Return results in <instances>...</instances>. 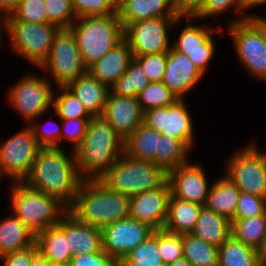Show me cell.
Returning a JSON list of instances; mask_svg holds the SVG:
<instances>
[{
  "mask_svg": "<svg viewBox=\"0 0 266 266\" xmlns=\"http://www.w3.org/2000/svg\"><path fill=\"white\" fill-rule=\"evenodd\" d=\"M83 180L76 166L74 151L67 156L61 148L50 147L40 148L23 183L56 198L69 209Z\"/></svg>",
  "mask_w": 266,
  "mask_h": 266,
  "instance_id": "1",
  "label": "cell"
},
{
  "mask_svg": "<svg viewBox=\"0 0 266 266\" xmlns=\"http://www.w3.org/2000/svg\"><path fill=\"white\" fill-rule=\"evenodd\" d=\"M74 154L84 180L100 179L124 154V140L102 116L92 117Z\"/></svg>",
  "mask_w": 266,
  "mask_h": 266,
  "instance_id": "2",
  "label": "cell"
},
{
  "mask_svg": "<svg viewBox=\"0 0 266 266\" xmlns=\"http://www.w3.org/2000/svg\"><path fill=\"white\" fill-rule=\"evenodd\" d=\"M130 197L111 190L100 179L83 180L68 211L80 222L103 229L129 217Z\"/></svg>",
  "mask_w": 266,
  "mask_h": 266,
  "instance_id": "3",
  "label": "cell"
},
{
  "mask_svg": "<svg viewBox=\"0 0 266 266\" xmlns=\"http://www.w3.org/2000/svg\"><path fill=\"white\" fill-rule=\"evenodd\" d=\"M87 68L101 59L124 39L118 14L79 17L69 27Z\"/></svg>",
  "mask_w": 266,
  "mask_h": 266,
  "instance_id": "4",
  "label": "cell"
},
{
  "mask_svg": "<svg viewBox=\"0 0 266 266\" xmlns=\"http://www.w3.org/2000/svg\"><path fill=\"white\" fill-rule=\"evenodd\" d=\"M10 190L12 211L36 236L43 230L57 226L68 209L52 196L13 182Z\"/></svg>",
  "mask_w": 266,
  "mask_h": 266,
  "instance_id": "5",
  "label": "cell"
},
{
  "mask_svg": "<svg viewBox=\"0 0 266 266\" xmlns=\"http://www.w3.org/2000/svg\"><path fill=\"white\" fill-rule=\"evenodd\" d=\"M167 173L158 165L123 154L100 178L111 190L132 197L159 187Z\"/></svg>",
  "mask_w": 266,
  "mask_h": 266,
  "instance_id": "6",
  "label": "cell"
},
{
  "mask_svg": "<svg viewBox=\"0 0 266 266\" xmlns=\"http://www.w3.org/2000/svg\"><path fill=\"white\" fill-rule=\"evenodd\" d=\"M60 28L52 23H27L8 17L7 32L11 49L40 68L47 60L55 35Z\"/></svg>",
  "mask_w": 266,
  "mask_h": 266,
  "instance_id": "7",
  "label": "cell"
},
{
  "mask_svg": "<svg viewBox=\"0 0 266 266\" xmlns=\"http://www.w3.org/2000/svg\"><path fill=\"white\" fill-rule=\"evenodd\" d=\"M40 69L50 73L57 87L67 86L88 73L78 50L75 35L69 28L60 29L55 35L49 56Z\"/></svg>",
  "mask_w": 266,
  "mask_h": 266,
  "instance_id": "8",
  "label": "cell"
},
{
  "mask_svg": "<svg viewBox=\"0 0 266 266\" xmlns=\"http://www.w3.org/2000/svg\"><path fill=\"white\" fill-rule=\"evenodd\" d=\"M250 143L230 157L225 176L240 191L266 198V155Z\"/></svg>",
  "mask_w": 266,
  "mask_h": 266,
  "instance_id": "9",
  "label": "cell"
},
{
  "mask_svg": "<svg viewBox=\"0 0 266 266\" xmlns=\"http://www.w3.org/2000/svg\"><path fill=\"white\" fill-rule=\"evenodd\" d=\"M185 18L188 17H159L129 24L124 29V39L128 42L133 57L170 51L167 31Z\"/></svg>",
  "mask_w": 266,
  "mask_h": 266,
  "instance_id": "10",
  "label": "cell"
},
{
  "mask_svg": "<svg viewBox=\"0 0 266 266\" xmlns=\"http://www.w3.org/2000/svg\"><path fill=\"white\" fill-rule=\"evenodd\" d=\"M40 148L30 126L9 137L0 145V177L8 176L13 182H23Z\"/></svg>",
  "mask_w": 266,
  "mask_h": 266,
  "instance_id": "11",
  "label": "cell"
},
{
  "mask_svg": "<svg viewBox=\"0 0 266 266\" xmlns=\"http://www.w3.org/2000/svg\"><path fill=\"white\" fill-rule=\"evenodd\" d=\"M236 56L248 73L266 81V45L258 29L248 20L230 21L229 30Z\"/></svg>",
  "mask_w": 266,
  "mask_h": 266,
  "instance_id": "12",
  "label": "cell"
},
{
  "mask_svg": "<svg viewBox=\"0 0 266 266\" xmlns=\"http://www.w3.org/2000/svg\"><path fill=\"white\" fill-rule=\"evenodd\" d=\"M10 105L26 121H36L53 104L52 85L46 78L28 74L9 90Z\"/></svg>",
  "mask_w": 266,
  "mask_h": 266,
  "instance_id": "13",
  "label": "cell"
},
{
  "mask_svg": "<svg viewBox=\"0 0 266 266\" xmlns=\"http://www.w3.org/2000/svg\"><path fill=\"white\" fill-rule=\"evenodd\" d=\"M143 124L163 136L185 141L193 147V121L184 99H178L173 105L167 107L144 111Z\"/></svg>",
  "mask_w": 266,
  "mask_h": 266,
  "instance_id": "14",
  "label": "cell"
},
{
  "mask_svg": "<svg viewBox=\"0 0 266 266\" xmlns=\"http://www.w3.org/2000/svg\"><path fill=\"white\" fill-rule=\"evenodd\" d=\"M102 249L118 263L155 229L130 217L116 221L102 230Z\"/></svg>",
  "mask_w": 266,
  "mask_h": 266,
  "instance_id": "15",
  "label": "cell"
},
{
  "mask_svg": "<svg viewBox=\"0 0 266 266\" xmlns=\"http://www.w3.org/2000/svg\"><path fill=\"white\" fill-rule=\"evenodd\" d=\"M171 196L167 179L157 188L130 197L129 217L162 230L168 214Z\"/></svg>",
  "mask_w": 266,
  "mask_h": 266,
  "instance_id": "16",
  "label": "cell"
},
{
  "mask_svg": "<svg viewBox=\"0 0 266 266\" xmlns=\"http://www.w3.org/2000/svg\"><path fill=\"white\" fill-rule=\"evenodd\" d=\"M171 195L188 202L205 205L210 188L200 164H182L167 172Z\"/></svg>",
  "mask_w": 266,
  "mask_h": 266,
  "instance_id": "17",
  "label": "cell"
},
{
  "mask_svg": "<svg viewBox=\"0 0 266 266\" xmlns=\"http://www.w3.org/2000/svg\"><path fill=\"white\" fill-rule=\"evenodd\" d=\"M216 28L200 27L192 24L184 26L179 34V38L171 47L179 52L188 55L190 60L205 74V71L214 57L215 44L213 34H217Z\"/></svg>",
  "mask_w": 266,
  "mask_h": 266,
  "instance_id": "18",
  "label": "cell"
},
{
  "mask_svg": "<svg viewBox=\"0 0 266 266\" xmlns=\"http://www.w3.org/2000/svg\"><path fill=\"white\" fill-rule=\"evenodd\" d=\"M144 111L137 97H121L110 91L102 114L125 141L142 123Z\"/></svg>",
  "mask_w": 266,
  "mask_h": 266,
  "instance_id": "19",
  "label": "cell"
},
{
  "mask_svg": "<svg viewBox=\"0 0 266 266\" xmlns=\"http://www.w3.org/2000/svg\"><path fill=\"white\" fill-rule=\"evenodd\" d=\"M203 75L188 55L171 47L167 54V64L162 82L178 99H183V95L195 87Z\"/></svg>",
  "mask_w": 266,
  "mask_h": 266,
  "instance_id": "20",
  "label": "cell"
},
{
  "mask_svg": "<svg viewBox=\"0 0 266 266\" xmlns=\"http://www.w3.org/2000/svg\"><path fill=\"white\" fill-rule=\"evenodd\" d=\"M57 226L68 238V249L73 256L102 250L101 229L80 222L69 211L60 218Z\"/></svg>",
  "mask_w": 266,
  "mask_h": 266,
  "instance_id": "21",
  "label": "cell"
},
{
  "mask_svg": "<svg viewBox=\"0 0 266 266\" xmlns=\"http://www.w3.org/2000/svg\"><path fill=\"white\" fill-rule=\"evenodd\" d=\"M128 42L123 39L101 59L88 68V73L110 88L126 71L133 60Z\"/></svg>",
  "mask_w": 266,
  "mask_h": 266,
  "instance_id": "22",
  "label": "cell"
},
{
  "mask_svg": "<svg viewBox=\"0 0 266 266\" xmlns=\"http://www.w3.org/2000/svg\"><path fill=\"white\" fill-rule=\"evenodd\" d=\"M119 19L123 29L133 22L159 17H180L173 0H124Z\"/></svg>",
  "mask_w": 266,
  "mask_h": 266,
  "instance_id": "23",
  "label": "cell"
},
{
  "mask_svg": "<svg viewBox=\"0 0 266 266\" xmlns=\"http://www.w3.org/2000/svg\"><path fill=\"white\" fill-rule=\"evenodd\" d=\"M82 102L92 117L102 116L109 88L89 73L78 77L67 86Z\"/></svg>",
  "mask_w": 266,
  "mask_h": 266,
  "instance_id": "24",
  "label": "cell"
},
{
  "mask_svg": "<svg viewBox=\"0 0 266 266\" xmlns=\"http://www.w3.org/2000/svg\"><path fill=\"white\" fill-rule=\"evenodd\" d=\"M202 207L200 204L184 201L171 195L163 230L177 235L191 234Z\"/></svg>",
  "mask_w": 266,
  "mask_h": 266,
  "instance_id": "25",
  "label": "cell"
},
{
  "mask_svg": "<svg viewBox=\"0 0 266 266\" xmlns=\"http://www.w3.org/2000/svg\"><path fill=\"white\" fill-rule=\"evenodd\" d=\"M240 193V189L224 174L211 185L204 206L232 221Z\"/></svg>",
  "mask_w": 266,
  "mask_h": 266,
  "instance_id": "26",
  "label": "cell"
},
{
  "mask_svg": "<svg viewBox=\"0 0 266 266\" xmlns=\"http://www.w3.org/2000/svg\"><path fill=\"white\" fill-rule=\"evenodd\" d=\"M192 234L219 247L231 236V221L203 206Z\"/></svg>",
  "mask_w": 266,
  "mask_h": 266,
  "instance_id": "27",
  "label": "cell"
},
{
  "mask_svg": "<svg viewBox=\"0 0 266 266\" xmlns=\"http://www.w3.org/2000/svg\"><path fill=\"white\" fill-rule=\"evenodd\" d=\"M35 235L14 214L0 222V257L32 246Z\"/></svg>",
  "mask_w": 266,
  "mask_h": 266,
  "instance_id": "28",
  "label": "cell"
},
{
  "mask_svg": "<svg viewBox=\"0 0 266 266\" xmlns=\"http://www.w3.org/2000/svg\"><path fill=\"white\" fill-rule=\"evenodd\" d=\"M35 244L51 264L70 263L72 254L68 249V238L58 227L53 226L35 236Z\"/></svg>",
  "mask_w": 266,
  "mask_h": 266,
  "instance_id": "29",
  "label": "cell"
},
{
  "mask_svg": "<svg viewBox=\"0 0 266 266\" xmlns=\"http://www.w3.org/2000/svg\"><path fill=\"white\" fill-rule=\"evenodd\" d=\"M159 135V132L142 123L124 141V154L136 160L155 163Z\"/></svg>",
  "mask_w": 266,
  "mask_h": 266,
  "instance_id": "30",
  "label": "cell"
},
{
  "mask_svg": "<svg viewBox=\"0 0 266 266\" xmlns=\"http://www.w3.org/2000/svg\"><path fill=\"white\" fill-rule=\"evenodd\" d=\"M191 148L185 141L160 134L158 137V152H155V164L166 173L182 164H188V153Z\"/></svg>",
  "mask_w": 266,
  "mask_h": 266,
  "instance_id": "31",
  "label": "cell"
},
{
  "mask_svg": "<svg viewBox=\"0 0 266 266\" xmlns=\"http://www.w3.org/2000/svg\"><path fill=\"white\" fill-rule=\"evenodd\" d=\"M258 252L232 235L218 247V266H258Z\"/></svg>",
  "mask_w": 266,
  "mask_h": 266,
  "instance_id": "32",
  "label": "cell"
},
{
  "mask_svg": "<svg viewBox=\"0 0 266 266\" xmlns=\"http://www.w3.org/2000/svg\"><path fill=\"white\" fill-rule=\"evenodd\" d=\"M231 235L257 250L266 236V212L251 218L232 220Z\"/></svg>",
  "mask_w": 266,
  "mask_h": 266,
  "instance_id": "33",
  "label": "cell"
},
{
  "mask_svg": "<svg viewBox=\"0 0 266 266\" xmlns=\"http://www.w3.org/2000/svg\"><path fill=\"white\" fill-rule=\"evenodd\" d=\"M184 258L193 266H218V247L191 234L182 235Z\"/></svg>",
  "mask_w": 266,
  "mask_h": 266,
  "instance_id": "34",
  "label": "cell"
},
{
  "mask_svg": "<svg viewBox=\"0 0 266 266\" xmlns=\"http://www.w3.org/2000/svg\"><path fill=\"white\" fill-rule=\"evenodd\" d=\"M149 83L141 65L133 59L127 71L109 88V91L116 96L137 97Z\"/></svg>",
  "mask_w": 266,
  "mask_h": 266,
  "instance_id": "35",
  "label": "cell"
},
{
  "mask_svg": "<svg viewBox=\"0 0 266 266\" xmlns=\"http://www.w3.org/2000/svg\"><path fill=\"white\" fill-rule=\"evenodd\" d=\"M119 266H166L158 249V230L128 253Z\"/></svg>",
  "mask_w": 266,
  "mask_h": 266,
  "instance_id": "36",
  "label": "cell"
},
{
  "mask_svg": "<svg viewBox=\"0 0 266 266\" xmlns=\"http://www.w3.org/2000/svg\"><path fill=\"white\" fill-rule=\"evenodd\" d=\"M59 94L53 93L54 111L61 119H91L82 102L66 86H58Z\"/></svg>",
  "mask_w": 266,
  "mask_h": 266,
  "instance_id": "37",
  "label": "cell"
},
{
  "mask_svg": "<svg viewBox=\"0 0 266 266\" xmlns=\"http://www.w3.org/2000/svg\"><path fill=\"white\" fill-rule=\"evenodd\" d=\"M178 98L168 89L163 82H150L138 95L143 111L151 108L167 107L173 105Z\"/></svg>",
  "mask_w": 266,
  "mask_h": 266,
  "instance_id": "38",
  "label": "cell"
},
{
  "mask_svg": "<svg viewBox=\"0 0 266 266\" xmlns=\"http://www.w3.org/2000/svg\"><path fill=\"white\" fill-rule=\"evenodd\" d=\"M48 23L68 29L77 19L71 0H44Z\"/></svg>",
  "mask_w": 266,
  "mask_h": 266,
  "instance_id": "39",
  "label": "cell"
},
{
  "mask_svg": "<svg viewBox=\"0 0 266 266\" xmlns=\"http://www.w3.org/2000/svg\"><path fill=\"white\" fill-rule=\"evenodd\" d=\"M10 18L13 21L27 23H48L44 0H19L16 10Z\"/></svg>",
  "mask_w": 266,
  "mask_h": 266,
  "instance_id": "40",
  "label": "cell"
},
{
  "mask_svg": "<svg viewBox=\"0 0 266 266\" xmlns=\"http://www.w3.org/2000/svg\"><path fill=\"white\" fill-rule=\"evenodd\" d=\"M158 249L165 265L183 259L182 235L158 230Z\"/></svg>",
  "mask_w": 266,
  "mask_h": 266,
  "instance_id": "41",
  "label": "cell"
},
{
  "mask_svg": "<svg viewBox=\"0 0 266 266\" xmlns=\"http://www.w3.org/2000/svg\"><path fill=\"white\" fill-rule=\"evenodd\" d=\"M266 212V198L242 192L239 195L235 219L251 218Z\"/></svg>",
  "mask_w": 266,
  "mask_h": 266,
  "instance_id": "42",
  "label": "cell"
},
{
  "mask_svg": "<svg viewBox=\"0 0 266 266\" xmlns=\"http://www.w3.org/2000/svg\"><path fill=\"white\" fill-rule=\"evenodd\" d=\"M232 6L237 9L241 15L243 14V20L247 19L248 16L244 15L245 0H205L203 7L193 17H188V19L191 18L195 20L197 18L203 19L204 17L208 18L209 16L220 15L227 12L228 9L230 10Z\"/></svg>",
  "mask_w": 266,
  "mask_h": 266,
  "instance_id": "43",
  "label": "cell"
},
{
  "mask_svg": "<svg viewBox=\"0 0 266 266\" xmlns=\"http://www.w3.org/2000/svg\"><path fill=\"white\" fill-rule=\"evenodd\" d=\"M168 52L133 57L142 67L150 82H162Z\"/></svg>",
  "mask_w": 266,
  "mask_h": 266,
  "instance_id": "44",
  "label": "cell"
},
{
  "mask_svg": "<svg viewBox=\"0 0 266 266\" xmlns=\"http://www.w3.org/2000/svg\"><path fill=\"white\" fill-rule=\"evenodd\" d=\"M90 119H63V127L61 128V137L66 139L69 143L72 144V151H74L83 141V138L86 134V129L88 121ZM64 137V138H63Z\"/></svg>",
  "mask_w": 266,
  "mask_h": 266,
  "instance_id": "45",
  "label": "cell"
},
{
  "mask_svg": "<svg viewBox=\"0 0 266 266\" xmlns=\"http://www.w3.org/2000/svg\"><path fill=\"white\" fill-rule=\"evenodd\" d=\"M37 124L38 123H36L35 121H32L30 127L33 130L38 145L41 148H50V147L60 148L59 143L61 137V128L58 125V123L55 124L57 126L55 128H50V127L47 128L46 126H45L46 128H42V126H40L39 128V125Z\"/></svg>",
  "mask_w": 266,
  "mask_h": 266,
  "instance_id": "46",
  "label": "cell"
},
{
  "mask_svg": "<svg viewBox=\"0 0 266 266\" xmlns=\"http://www.w3.org/2000/svg\"><path fill=\"white\" fill-rule=\"evenodd\" d=\"M71 266H119L103 249L99 252L72 256Z\"/></svg>",
  "mask_w": 266,
  "mask_h": 266,
  "instance_id": "47",
  "label": "cell"
},
{
  "mask_svg": "<svg viewBox=\"0 0 266 266\" xmlns=\"http://www.w3.org/2000/svg\"><path fill=\"white\" fill-rule=\"evenodd\" d=\"M77 18L86 16H105L114 14L100 0H71Z\"/></svg>",
  "mask_w": 266,
  "mask_h": 266,
  "instance_id": "48",
  "label": "cell"
},
{
  "mask_svg": "<svg viewBox=\"0 0 266 266\" xmlns=\"http://www.w3.org/2000/svg\"><path fill=\"white\" fill-rule=\"evenodd\" d=\"M38 251L36 244L0 257L2 266H30L32 256Z\"/></svg>",
  "mask_w": 266,
  "mask_h": 266,
  "instance_id": "49",
  "label": "cell"
},
{
  "mask_svg": "<svg viewBox=\"0 0 266 266\" xmlns=\"http://www.w3.org/2000/svg\"><path fill=\"white\" fill-rule=\"evenodd\" d=\"M205 0H173L174 8L180 17H193Z\"/></svg>",
  "mask_w": 266,
  "mask_h": 266,
  "instance_id": "50",
  "label": "cell"
},
{
  "mask_svg": "<svg viewBox=\"0 0 266 266\" xmlns=\"http://www.w3.org/2000/svg\"><path fill=\"white\" fill-rule=\"evenodd\" d=\"M247 19L258 29L266 45V19L251 14L248 15Z\"/></svg>",
  "mask_w": 266,
  "mask_h": 266,
  "instance_id": "51",
  "label": "cell"
},
{
  "mask_svg": "<svg viewBox=\"0 0 266 266\" xmlns=\"http://www.w3.org/2000/svg\"><path fill=\"white\" fill-rule=\"evenodd\" d=\"M19 0H0V14L10 17L17 8Z\"/></svg>",
  "mask_w": 266,
  "mask_h": 266,
  "instance_id": "52",
  "label": "cell"
},
{
  "mask_svg": "<svg viewBox=\"0 0 266 266\" xmlns=\"http://www.w3.org/2000/svg\"><path fill=\"white\" fill-rule=\"evenodd\" d=\"M124 0H100V4H105L114 14H119Z\"/></svg>",
  "mask_w": 266,
  "mask_h": 266,
  "instance_id": "53",
  "label": "cell"
},
{
  "mask_svg": "<svg viewBox=\"0 0 266 266\" xmlns=\"http://www.w3.org/2000/svg\"><path fill=\"white\" fill-rule=\"evenodd\" d=\"M30 266H51L48 259L39 251H37L33 256Z\"/></svg>",
  "mask_w": 266,
  "mask_h": 266,
  "instance_id": "54",
  "label": "cell"
},
{
  "mask_svg": "<svg viewBox=\"0 0 266 266\" xmlns=\"http://www.w3.org/2000/svg\"><path fill=\"white\" fill-rule=\"evenodd\" d=\"M259 262L266 263V236L263 238L261 246L257 249Z\"/></svg>",
  "mask_w": 266,
  "mask_h": 266,
  "instance_id": "55",
  "label": "cell"
},
{
  "mask_svg": "<svg viewBox=\"0 0 266 266\" xmlns=\"http://www.w3.org/2000/svg\"><path fill=\"white\" fill-rule=\"evenodd\" d=\"M265 3L266 0H245V10L259 5H263Z\"/></svg>",
  "mask_w": 266,
  "mask_h": 266,
  "instance_id": "56",
  "label": "cell"
},
{
  "mask_svg": "<svg viewBox=\"0 0 266 266\" xmlns=\"http://www.w3.org/2000/svg\"><path fill=\"white\" fill-rule=\"evenodd\" d=\"M0 16H4V18H2V17H0V44H1V42H2V34H1V32H2V28L4 27V29H5V31H7V27H8V17L7 16H5V15H2V14H0Z\"/></svg>",
  "mask_w": 266,
  "mask_h": 266,
  "instance_id": "57",
  "label": "cell"
},
{
  "mask_svg": "<svg viewBox=\"0 0 266 266\" xmlns=\"http://www.w3.org/2000/svg\"><path fill=\"white\" fill-rule=\"evenodd\" d=\"M166 266H193V265L190 262H188L185 258H183L173 263L167 264Z\"/></svg>",
  "mask_w": 266,
  "mask_h": 266,
  "instance_id": "58",
  "label": "cell"
},
{
  "mask_svg": "<svg viewBox=\"0 0 266 266\" xmlns=\"http://www.w3.org/2000/svg\"><path fill=\"white\" fill-rule=\"evenodd\" d=\"M51 266H71L70 263L67 264H51Z\"/></svg>",
  "mask_w": 266,
  "mask_h": 266,
  "instance_id": "59",
  "label": "cell"
},
{
  "mask_svg": "<svg viewBox=\"0 0 266 266\" xmlns=\"http://www.w3.org/2000/svg\"><path fill=\"white\" fill-rule=\"evenodd\" d=\"M258 266H266V263H264V262H259V263H258Z\"/></svg>",
  "mask_w": 266,
  "mask_h": 266,
  "instance_id": "60",
  "label": "cell"
}]
</instances>
